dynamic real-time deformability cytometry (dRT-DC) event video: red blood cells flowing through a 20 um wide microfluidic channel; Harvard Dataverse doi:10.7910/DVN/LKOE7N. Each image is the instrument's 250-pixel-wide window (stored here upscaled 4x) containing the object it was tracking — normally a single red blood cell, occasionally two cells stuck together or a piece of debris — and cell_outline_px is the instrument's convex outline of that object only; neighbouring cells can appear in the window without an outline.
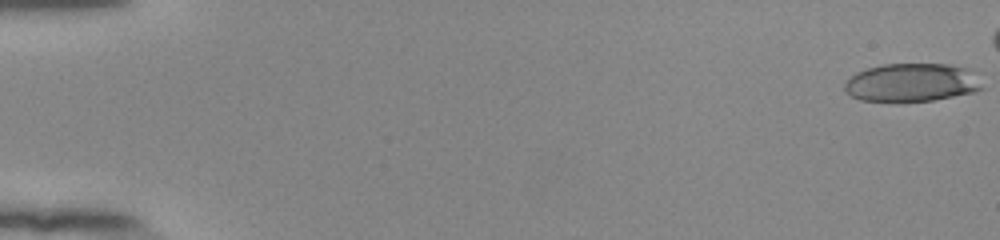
{"species": "human", "species_latin": "Homo sapiens", "temperature_condition": "room temperature", "stored_images_in_passage": 51, "camera_frame_rate_fps": 3000, "um_per_image_px": 0.085, "donor": {"sex": "female"}, "frame": {"image": 1, "passage_image": 1, "time_ms": 0.0, "image_size_px": [1000, 240], "cell_outline_px": [[984, 88], [976, 92], [932, 100], [860, 100], [844, 92], [844, 84], [856, 72], [868, 68], [884, 64], [948, 64], [968, 68]], "centroid_in_image_um": [77.49, 7.0], "position_along_channel_um": 7.5, "area_um2": 30.23}}
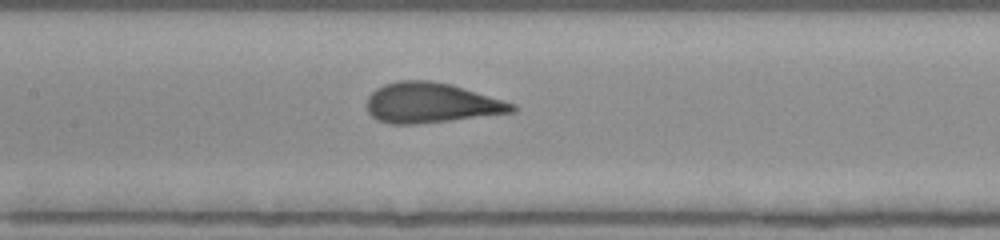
{"frame": {"image": 2, "passage_image": 29, "time_ms": 9.333, "image_size_px": [1000, 240], "cell_outline_px": [[516, 112], [452, 120], [416, 124], [388, 124], [376, 120], [368, 112], [368, 96], [376, 88], [384, 84], [400, 80], [428, 80], [452, 84], [504, 100], [516, 104]], "centroid_in_image_um": [36.66, 8.75], "position_along_channel_um": 170.7, "area_um2": 34.16}}
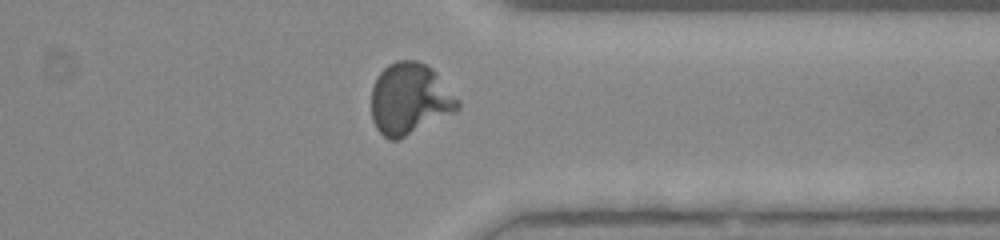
{"frame": {"image": 3, "passage_image": 45, "time_ms": 14.667, "image_size_px": [1000, 240], "cell_outline_px": [[460, 108], [456, 112], [396, 140], [388, 140], [376, 128], [372, 120], [372, 88], [376, 76], [388, 64], [396, 60], [416, 60], [432, 68], [436, 72], [460, 100]], "centroid_in_image_um": [34.83, 8.39], "position_along_channel_um": 376.6, "area_um2": 36.07}, "authors_computed_cell_mechanics": {"area_um2": 33.3506, "velocity_mm_per_s": 3.9092, "shape_relaxation_time_tau1_ms": 8.0814, "shape_relaxation_time_tau2_ms": null, "deformation_change_tau1": 0.2793, "deformation_change_tau2": null}}